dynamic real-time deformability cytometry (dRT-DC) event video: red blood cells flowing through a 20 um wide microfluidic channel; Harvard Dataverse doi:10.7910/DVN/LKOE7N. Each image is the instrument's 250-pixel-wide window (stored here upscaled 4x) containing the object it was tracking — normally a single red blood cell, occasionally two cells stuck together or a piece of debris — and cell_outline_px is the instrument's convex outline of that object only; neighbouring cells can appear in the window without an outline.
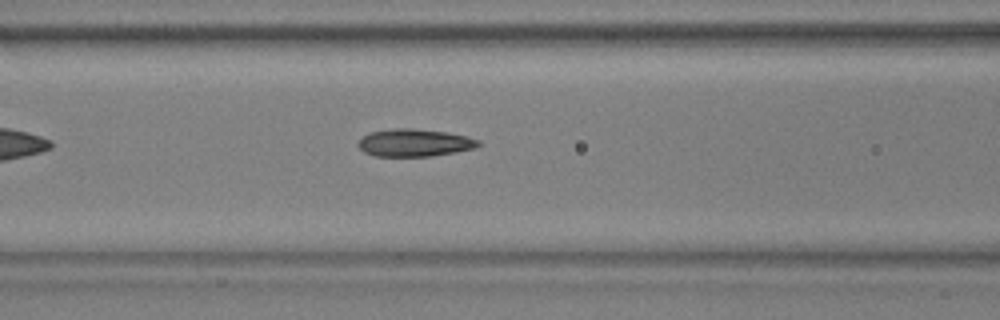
{"species": "common noctule bat (a hibernating species)", "species_latin": "Nyctalus noctula", "temperature_condition": "warm", "stored_images_in_passage": 33, "camera_frame_rate_fps": 3000, "um_per_image_px": 0.085, "animal": {"sex": "male", "body_mass_g": 17.9, "forearm_length_mm": 54.2}, "frame": {"image": 1, "passage_image": 6, "time_ms": 1.667, "image_size_px": [1000, 320], "cell_outline_px": [[480, 144], [476, 148], [456, 152], [432, 156], [376, 156], [364, 152], [356, 144], [368, 132], [392, 128], [412, 128], [448, 132], [468, 136], [480, 140]], "centroid_in_image_um": [35.25, 12.12], "position_along_channel_um": 131.4, "area_um2": 19.48}}
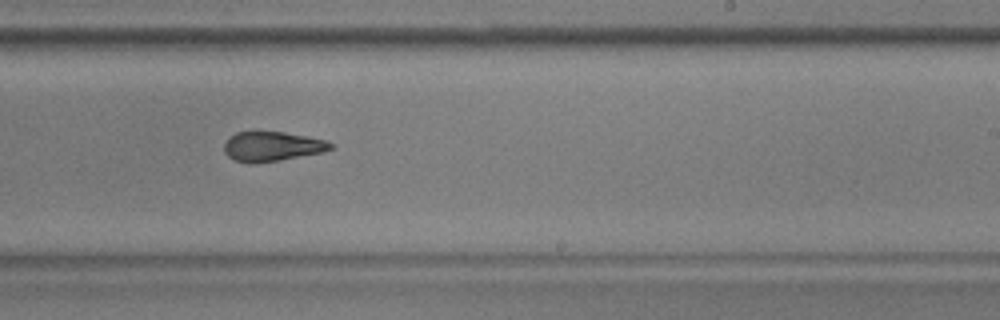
{"frame": {"image": 2, "passage_image": 17, "time_ms": 5.333, "image_size_px": [1000, 320], "cell_outline_px": [[336, 144], [332, 148], [320, 152], [280, 160], [256, 164], [248, 164], [236, 160], [228, 156], [224, 152], [224, 144], [236, 132], [284, 132], [324, 140]], "centroid_in_image_um": [23.11, 12.46], "position_along_channel_um": 265.9, "area_um2": 18.15}}
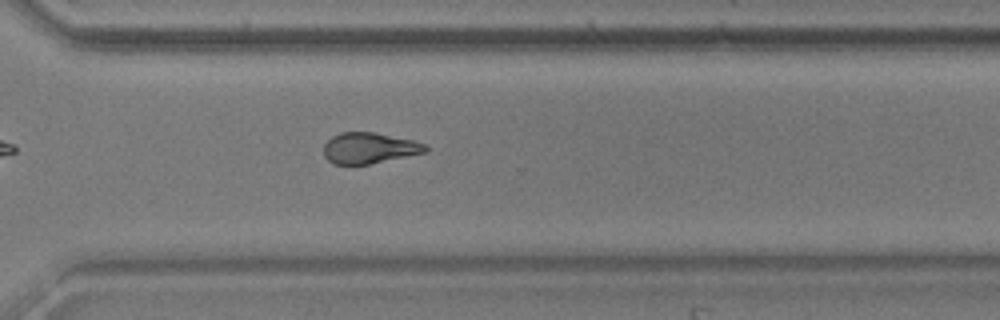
{"frame": {"image": 3, "passage_image": 23, "time_ms": 7.333, "image_size_px": [1000, 320], "cell_outline_px": [[428, 152], [368, 164], [332, 164], [324, 156], [324, 144], [332, 136], [340, 132], [372, 132], [412, 140], [428, 144]], "centroid_in_image_um": [31.39, 12.58], "position_along_channel_um": 339.2, "area_um2": 18.32}, "authors_computed_cell_mechanics": {"area_um2": 19.4786, "velocity_mm_per_s": 3.6825, "shape_relaxation_time_tau1_ms": 6.8721, "shape_relaxation_time_tau2_ms": 2.5788, "deformation_change_tau1": 0.1614, "deformation_change_tau2": 0.0889}}